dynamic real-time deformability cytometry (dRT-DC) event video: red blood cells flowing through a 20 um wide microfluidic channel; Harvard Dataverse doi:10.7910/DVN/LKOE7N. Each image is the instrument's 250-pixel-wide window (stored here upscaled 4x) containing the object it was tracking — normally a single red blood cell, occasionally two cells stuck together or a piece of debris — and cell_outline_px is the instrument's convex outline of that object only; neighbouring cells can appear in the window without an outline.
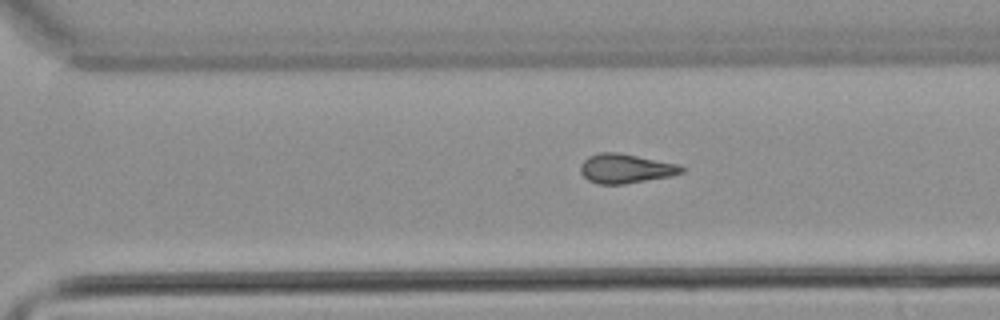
{"species": "common noctule bat (a hibernating species)", "species_latin": "Nyctalus noctula", "temperature_condition": "warm", "stored_images_in_passage": 39, "camera_frame_rate_fps": 3000, "um_per_image_px": 0.085, "animal": {"sex": "male", "body_mass_g": 21.5, "forearm_length_mm": 52.0}, "frame": {"image": 1, "passage_image": 34, "time_ms": 11.0, "image_size_px": [1000, 320], "cell_outline_px": [[684, 172], [668, 176], [624, 184], [596, 184], [588, 180], [580, 172], [580, 164], [588, 156], [600, 152], [616, 152], [676, 164], [684, 168]], "centroid_in_image_um": [53.1, 14.33], "position_along_channel_um": 317.5, "area_um2": 16.99}}